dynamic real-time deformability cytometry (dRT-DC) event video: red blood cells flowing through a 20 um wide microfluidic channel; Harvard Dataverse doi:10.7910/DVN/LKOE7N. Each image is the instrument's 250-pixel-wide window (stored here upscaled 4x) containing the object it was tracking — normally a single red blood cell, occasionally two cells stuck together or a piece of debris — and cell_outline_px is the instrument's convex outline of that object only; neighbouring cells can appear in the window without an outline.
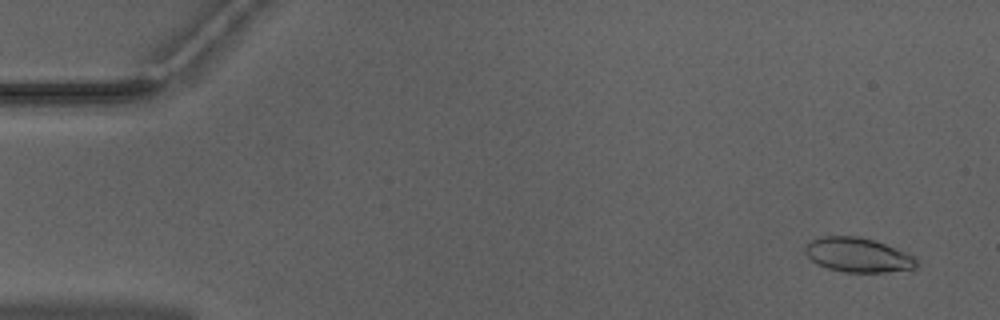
{"species": "Egyptian fruit bat (a non-hibernating species)", "species_latin": "Rousettus aegyptiacus", "temperature_condition": "warm", "stored_images_in_passage": 51, "camera_frame_rate_fps": 3000, "um_per_image_px": 0.085, "animal": {"sex": "male"}, "frame": {"image": 1, "passage_image": 3, "time_ms": 0.667, "image_size_px": [1000, 320], "cell_outline_px": [[920, 264], [916, 268], [884, 272], [844, 272], [828, 268], [816, 264], [804, 252], [804, 248], [812, 240], [820, 236], [856, 236], [872, 240], [908, 252], [916, 256]], "centroid_in_image_um": [72.96, 21.68], "position_along_channel_um": 12.0, "area_um2": 22.43}}
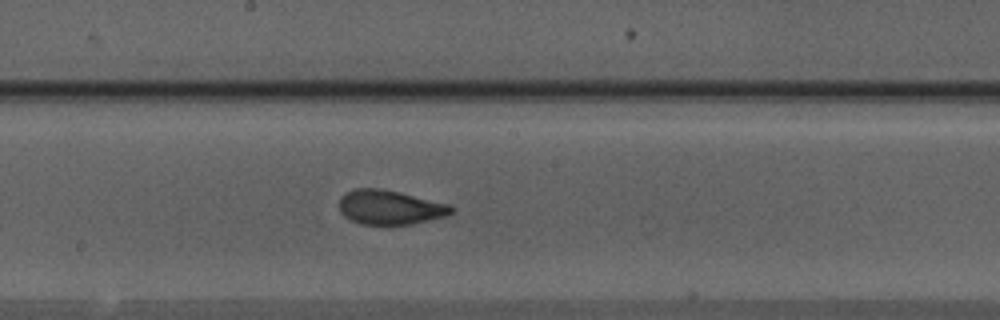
{"frame": {"image": 2, "passage_image": 28, "time_ms": 9.0, "image_size_px": [1000, 320], "cell_outline_px": [[456, 208], [452, 212], [444, 216], [428, 220], [388, 228], [360, 224], [344, 216], [340, 212], [340, 200], [348, 192], [356, 188], [380, 188], [448, 204]], "centroid_in_image_um": [33.12, 17.67], "position_along_channel_um": 215.1, "area_um2": 22.6}}
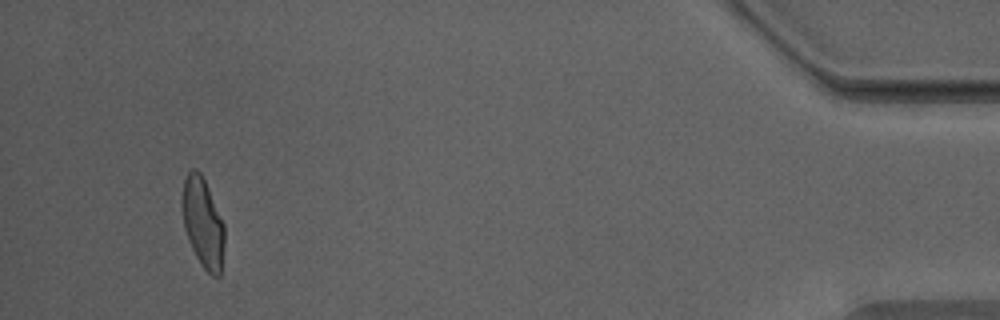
{"frame": {"image": 3, "passage_image": 49, "time_ms": 16.0, "image_size_px": [1000, 320], "cell_outline_px": [[224, 244], [220, 276], [212, 276], [200, 264], [188, 240], [184, 228], [180, 200], [184, 180], [188, 172], [192, 168], [196, 168], [200, 172], [204, 180], [224, 224]], "centroid_in_image_um": [17.22, 18.93], "position_along_channel_um": 418.0, "area_um2": 22.14}, "authors_computed_cell_mechanics": {"area_um2": 22.253, "velocity_mm_per_s": 3.9718, "shape_relaxation_time_tau1_ms": 7.0201, "shape_relaxation_time_tau2_ms": 0.8081, "deformation_change_tau1": 0.2129, "deformation_change_tau2": 0.0693}}